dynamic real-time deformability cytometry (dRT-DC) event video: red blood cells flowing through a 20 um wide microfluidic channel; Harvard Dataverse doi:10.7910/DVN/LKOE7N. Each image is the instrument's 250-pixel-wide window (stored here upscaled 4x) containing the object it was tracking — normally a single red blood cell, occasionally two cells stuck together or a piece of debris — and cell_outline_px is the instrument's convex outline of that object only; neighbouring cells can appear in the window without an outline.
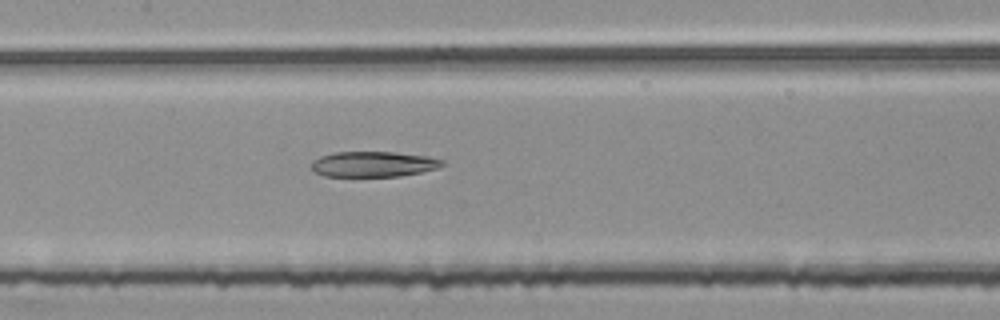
{"species": "common noctule bat (a hibernating species)", "species_latin": "Nyctalus noctula", "temperature_condition": "room temperature", "stored_images_in_passage": 54, "segment_of_instrument_passage": [2, 2], "camera_frame_rate_fps": 3000, "um_per_image_px": 0.085, "animal": {"sex": "female", "body_mass_g": 25.1}, "frame": {"image": 1, "passage_image": 26, "time_ms": 8.333, "image_size_px": [1000, 320], "cell_outline_px": [[448, 164], [436, 168], [420, 172], [400, 176], [324, 176], [316, 172], [312, 168], [312, 160], [320, 156], [336, 152], [396, 152], [428, 156], [444, 160]], "centroid_in_image_um": [31.78, 13.94], "position_along_channel_um": 175.6, "area_um2": 19.42}}
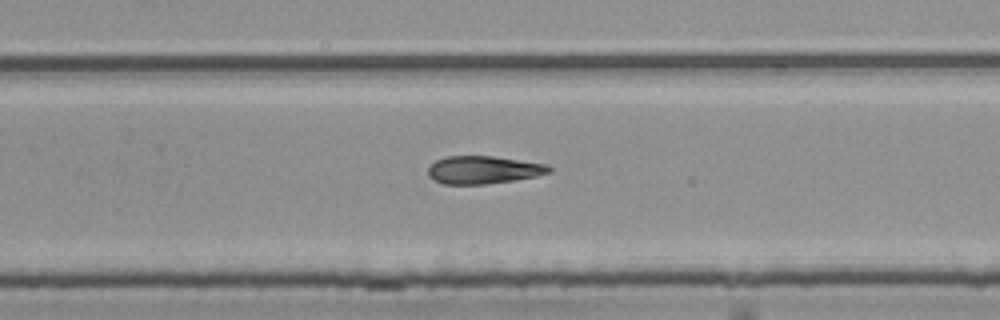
{"frame": {"image": 2, "passage_image": 35, "time_ms": 11.333, "image_size_px": [1000, 320], "cell_outline_px": [[552, 172], [536, 176], [488, 184], [444, 184], [432, 180], [428, 176], [428, 168], [436, 160], [448, 156], [492, 156], [544, 164], [552, 168]], "centroid_in_image_um": [41.05, 14.44], "position_along_channel_um": 288.8, "area_um2": 19.48}}
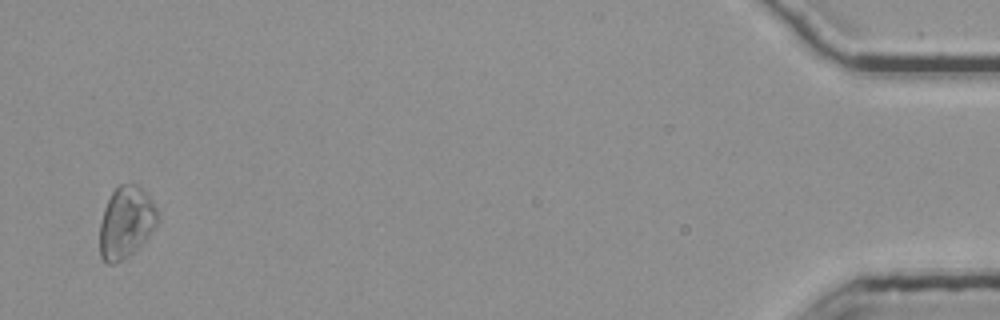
{"frame": {"image": 3, "passage_image": 53, "time_ms": 17.333, "image_size_px": [1000, 320], "cell_outline_px": [[160, 216], [156, 224], [148, 236], [132, 252], [116, 264], [108, 264], [100, 256], [100, 224], [104, 208], [112, 192], [120, 184], [136, 184], [152, 200]], "centroid_in_image_um": [10.7, 18.9], "position_along_channel_um": 424.5, "area_um2": 23.81}}